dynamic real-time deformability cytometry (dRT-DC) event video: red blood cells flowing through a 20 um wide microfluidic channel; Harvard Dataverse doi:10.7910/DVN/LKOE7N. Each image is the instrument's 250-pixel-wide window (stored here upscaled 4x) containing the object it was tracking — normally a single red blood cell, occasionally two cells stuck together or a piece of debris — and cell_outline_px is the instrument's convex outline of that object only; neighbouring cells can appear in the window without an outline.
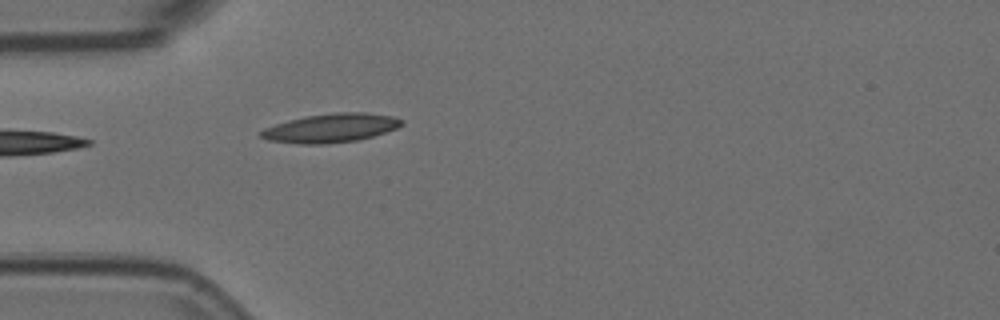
{"species": "Egyptian fruit bat (a non-hibernating species)", "species_latin": "Rousettus aegyptiacus", "temperature_condition": "room temperature", "stored_images_in_passage": 2, "camera_frame_rate_fps": 3000, "um_per_image_px": 0.085, "animal": {"sex": "female"}, "frame": {"image": 1, "passage_image": 2, "time_ms": 0.333, "image_size_px": [1000, 320], "cell_outline_px": [[404, 124], [396, 128], [372, 136], [356, 140], [324, 144], [300, 144], [268, 140], [260, 136], [260, 132], [264, 128], [288, 120], [304, 116], [336, 112], [364, 112], [392, 116], [404, 120]], "centroid_in_image_um": [28.12, 10.87], "position_along_channel_um": 56.9, "area_um2": 23.52}}